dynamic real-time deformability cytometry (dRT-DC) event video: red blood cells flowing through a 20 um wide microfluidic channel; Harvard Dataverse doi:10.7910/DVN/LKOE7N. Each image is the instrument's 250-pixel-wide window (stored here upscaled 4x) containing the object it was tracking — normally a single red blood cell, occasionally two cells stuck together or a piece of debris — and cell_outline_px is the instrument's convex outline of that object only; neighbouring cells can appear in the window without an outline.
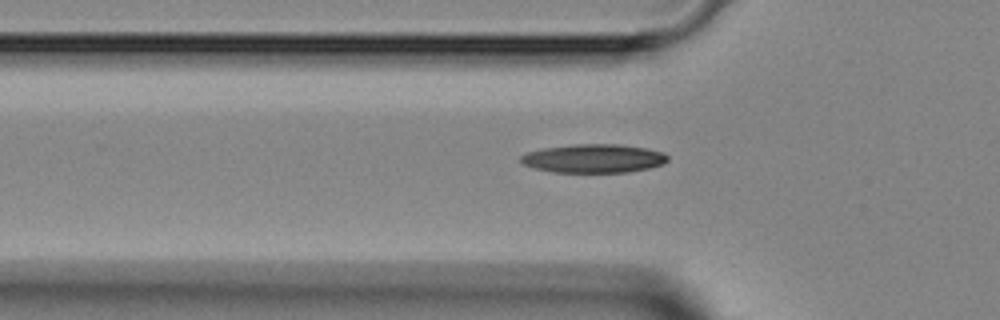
{"species": "Egyptian fruit bat (a non-hibernating species)", "species_latin": "Rousettus aegyptiacus", "temperature_condition": "room temperature", "stored_images_in_passage": 35, "camera_frame_rate_fps": 3000, "um_per_image_px": 0.085, "animal": {"sex": "female"}, "frame": {"image": 1, "passage_image": 7, "time_ms": 2.0, "image_size_px": [1000, 320], "cell_outline_px": [[668, 160], [664, 164], [648, 168], [628, 172], [552, 172], [532, 168], [520, 164], [520, 156], [528, 152], [544, 148], [572, 144], [620, 144], [644, 148], [664, 152], [668, 156]], "centroid_in_image_um": [50.43, 13.47], "position_along_channel_um": 75.4, "area_um2": 24.68}}
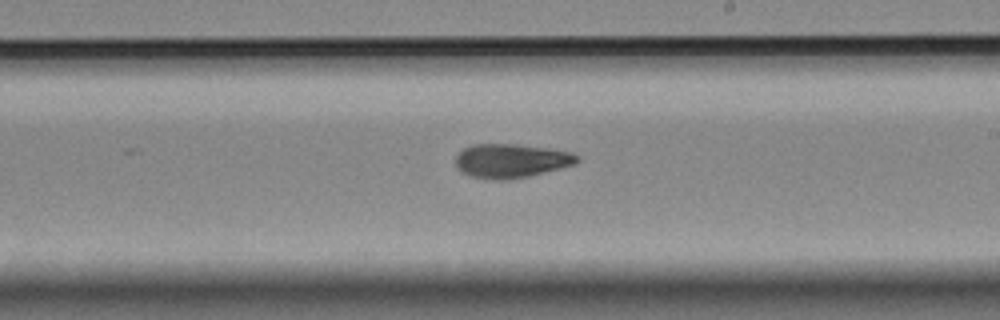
{"frame": {"image": 2, "passage_image": 19, "time_ms": 6.0, "image_size_px": [1000, 320], "cell_outline_px": [[580, 160], [576, 164], [528, 176], [508, 180], [492, 180], [472, 176], [460, 172], [456, 168], [456, 156], [464, 148], [472, 144], [516, 144], [548, 148], [572, 152]], "centroid_in_image_um": [43.42, 13.67], "position_along_channel_um": 245.6, "area_um2": 24.1}}
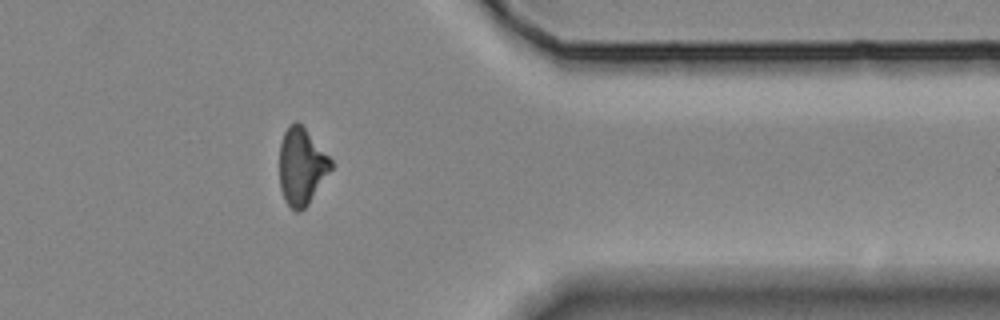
{"frame": {"image": 3, "passage_image": 30, "time_ms": 9.667, "image_size_px": [1000, 320], "cell_outline_px": [[332, 168], [308, 204], [300, 212], [296, 212], [284, 200], [280, 188], [280, 144], [284, 132], [288, 124], [296, 120], [304, 128], [332, 160]], "centroid_in_image_um": [25.61, 14.15], "position_along_channel_um": 385.8, "area_um2": 22.83}}